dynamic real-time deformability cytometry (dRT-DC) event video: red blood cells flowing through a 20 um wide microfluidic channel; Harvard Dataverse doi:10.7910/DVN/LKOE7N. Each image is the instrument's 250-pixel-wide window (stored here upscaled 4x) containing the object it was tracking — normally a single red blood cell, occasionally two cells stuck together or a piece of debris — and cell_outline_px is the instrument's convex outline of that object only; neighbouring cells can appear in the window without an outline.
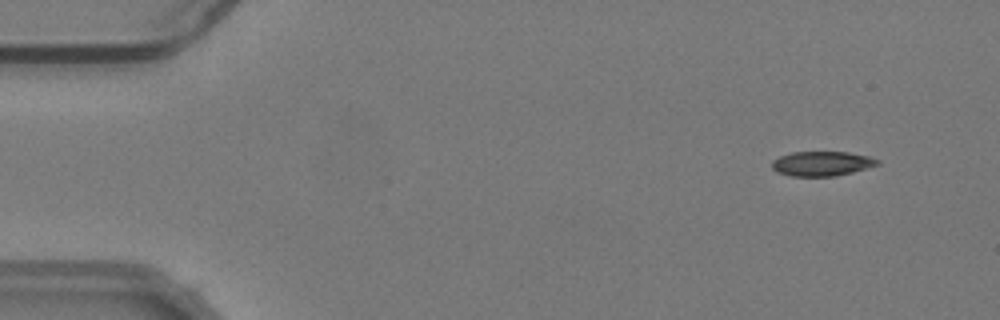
{"species": "common noctule bat (a hibernating species)", "species_latin": "Nyctalus noctula", "temperature_condition": "warm", "stored_images_in_passage": 16, "camera_frame_rate_fps": 3000, "um_per_image_px": 0.085, "animal": {"sex": "male", "body_mass_g": 19.2, "forearm_length_mm": 51.8}, "frame": {"image": 1, "passage_image": 5, "time_ms": 1.333, "image_size_px": [1000, 320], "cell_outline_px": [[880, 164], [852, 172], [836, 176], [792, 176], [776, 172], [772, 168], [772, 160], [780, 156], [792, 152], [848, 152], [868, 156], [880, 160]], "centroid_in_image_um": [69.85, 13.9], "position_along_channel_um": 15.2, "area_um2": 15.14}}